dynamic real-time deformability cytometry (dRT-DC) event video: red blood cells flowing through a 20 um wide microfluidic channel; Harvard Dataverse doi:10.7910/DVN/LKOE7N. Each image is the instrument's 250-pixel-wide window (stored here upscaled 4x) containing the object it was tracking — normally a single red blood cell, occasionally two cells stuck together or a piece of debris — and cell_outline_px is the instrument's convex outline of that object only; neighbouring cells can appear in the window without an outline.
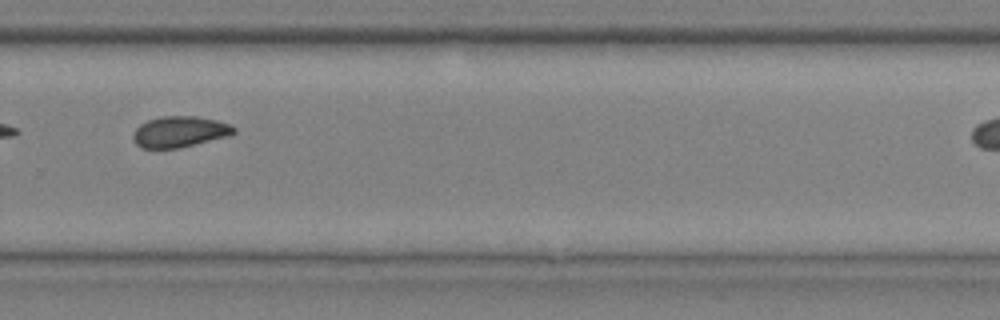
{"species": "common noctule bat (a hibernating species)", "species_latin": "Nyctalus noctula", "temperature_condition": "cold", "stored_images_in_passage": 11, "camera_frame_rate_fps": 3000, "um_per_image_px": 0.085, "animal": {"sex": "male", "body_mass_g": 20.4}, "frame": {"image": 1, "passage_image": 8, "time_ms": 2.333, "image_size_px": [1000, 320], "cell_outline_px": [[236, 132], [232, 136], [180, 148], [140, 148], [132, 140], [132, 132], [140, 124], [148, 120], [160, 116], [196, 116], [216, 120], [232, 124], [236, 128]], "centroid_in_image_um": [15.3, 11.2], "position_along_channel_um": 314.5, "area_um2": 18.67}}